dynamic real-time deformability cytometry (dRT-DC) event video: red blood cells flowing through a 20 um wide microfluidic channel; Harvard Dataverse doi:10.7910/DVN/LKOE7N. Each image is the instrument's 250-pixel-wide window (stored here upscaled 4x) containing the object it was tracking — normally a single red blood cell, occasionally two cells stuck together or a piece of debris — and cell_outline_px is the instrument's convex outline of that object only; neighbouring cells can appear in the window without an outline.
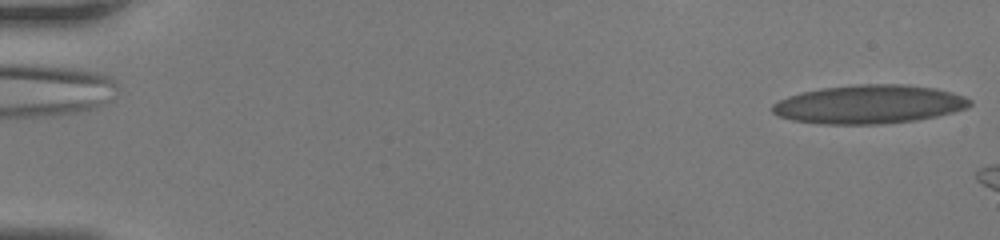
{"species": "human", "species_latin": "Homo sapiens", "temperature_condition": "room temperature", "stored_images_in_passage": 12, "camera_frame_rate_fps": 3000, "um_per_image_px": 0.085, "donor": {"sex": "female"}, "frame": {"image": 1, "passage_image": 1, "time_ms": 0.0, "image_size_px": [1000, 240], "cell_outline_px": [[972, 104], [968, 108], [936, 116], [916, 120], [880, 124], [820, 124], [792, 120], [776, 116], [772, 112], [772, 104], [788, 96], [800, 92], [820, 88], [856, 84], [904, 84], [936, 88], [952, 92], [964, 96], [972, 100]], "centroid_in_image_um": [73.86, 8.86], "position_along_channel_um": 11.1, "area_um2": 44.8}}